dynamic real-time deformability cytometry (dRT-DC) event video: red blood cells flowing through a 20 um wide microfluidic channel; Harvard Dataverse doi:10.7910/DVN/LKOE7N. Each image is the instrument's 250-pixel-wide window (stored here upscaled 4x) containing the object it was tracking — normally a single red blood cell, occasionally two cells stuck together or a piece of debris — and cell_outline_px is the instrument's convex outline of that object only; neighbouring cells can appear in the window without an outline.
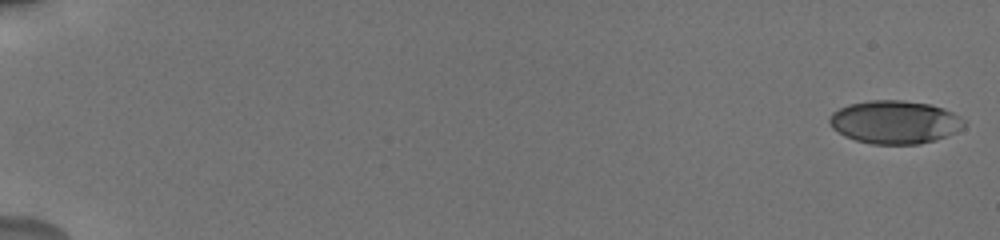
{"species": "human", "species_latin": "Homo sapiens", "temperature_condition": "cold", "stored_images_in_passage": 20, "camera_frame_rate_fps": 3000, "um_per_image_px": 0.085, "donor": {"sex": "male"}, "frame": {"image": 1, "passage_image": 1, "time_ms": 0.0, "image_size_px": [1000, 240], "cell_outline_px": [[964, 128], [956, 132], [936, 140], [920, 144], [872, 144], [856, 140], [844, 136], [832, 128], [828, 120], [832, 112], [848, 104], [868, 100], [904, 100], [932, 104], [944, 108], [960, 116], [964, 120]], "centroid_in_image_um": [76.06, 10.37], "position_along_channel_um": 8.9, "area_um2": 34.16}}
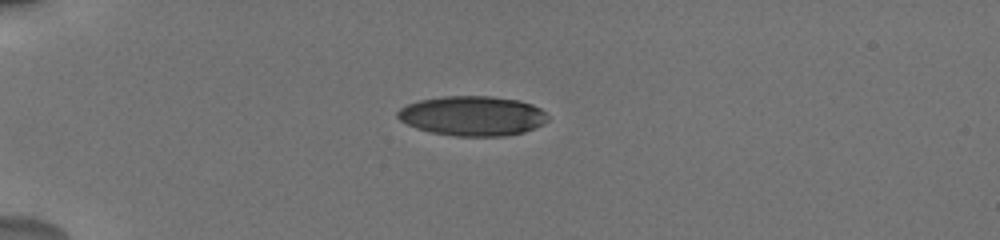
{"frame": {"image": 2, "passage_image": 14, "time_ms": 5.0, "image_size_px": [1000, 240], "cell_outline_px": [[548, 120], [544, 124], [524, 132], [508, 136], [456, 136], [432, 132], [416, 128], [400, 120], [396, 116], [396, 112], [400, 108], [408, 104], [420, 100], [444, 96], [492, 96], [520, 100], [532, 104], [540, 108], [548, 116]], "centroid_in_image_um": [40.18, 9.85], "position_along_channel_um": 44.8, "area_um2": 34.91}}
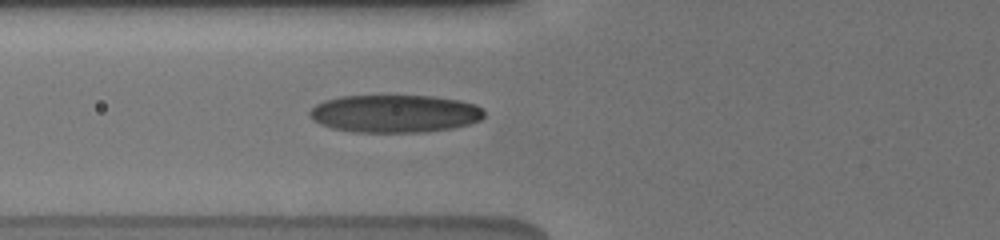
{"frame": {"image": 3, "passage_image": 20, "time_ms": 7.333, "image_size_px": [1000, 240], "cell_outline_px": [[484, 116], [480, 120], [468, 124], [452, 128], [420, 132], [352, 132], [332, 128], [320, 124], [312, 120], [308, 116], [308, 112], [316, 104], [324, 100], [340, 96], [432, 96], [460, 100], [476, 104], [484, 108]], "centroid_in_image_um": [33.54, 9.65], "position_along_channel_um": 92.3, "area_um2": 38.61}}